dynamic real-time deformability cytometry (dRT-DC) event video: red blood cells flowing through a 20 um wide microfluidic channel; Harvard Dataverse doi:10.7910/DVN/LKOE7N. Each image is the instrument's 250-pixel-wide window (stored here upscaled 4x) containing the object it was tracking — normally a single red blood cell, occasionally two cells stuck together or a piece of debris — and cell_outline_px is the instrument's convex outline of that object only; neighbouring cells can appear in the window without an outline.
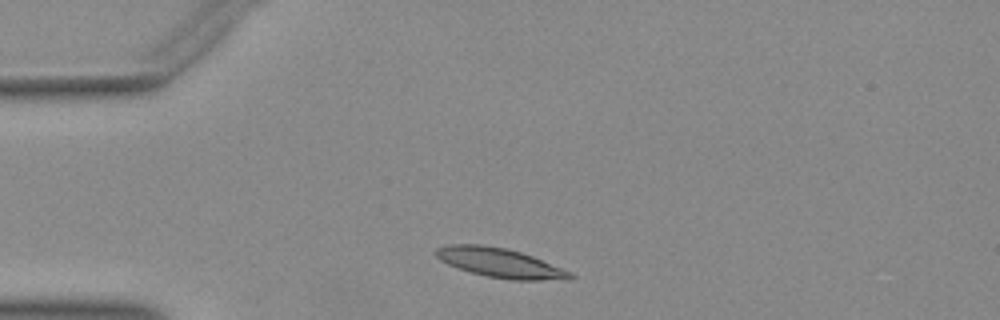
{"species": "Egyptian fruit bat (a non-hibernating species)", "species_latin": "Rousettus aegyptiacus", "temperature_condition": "warm", "stored_images_in_passage": 32, "camera_frame_rate_fps": 3000, "um_per_image_px": 0.085, "animal": {"sex": "female"}, "frame": {"image": 1, "passage_image": 1, "time_ms": 0.0, "image_size_px": [1000, 320], "cell_outline_px": [[576, 276], [568, 280], [512, 280], [488, 276], [472, 272], [448, 264], [440, 260], [432, 252], [436, 248], [448, 244], [484, 244], [504, 248], [520, 252], [532, 256], [572, 272]], "centroid_in_image_um": [42.51, 22.33], "position_along_channel_um": 42.5, "area_um2": 22.95}}
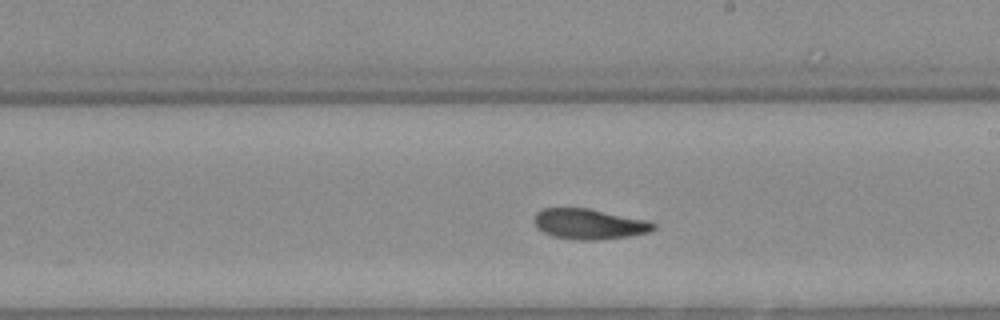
{"frame": {"image": 2, "passage_image": 18, "time_ms": 5.667, "image_size_px": [1000, 320], "cell_outline_px": [[656, 228], [648, 232], [628, 236], [596, 240], [576, 240], [552, 236], [544, 232], [532, 220], [536, 212], [544, 208], [588, 208], [644, 220], [656, 224]], "centroid_in_image_um": [50.04, 19.04], "position_along_channel_um": 239.0, "area_um2": 20.87}}
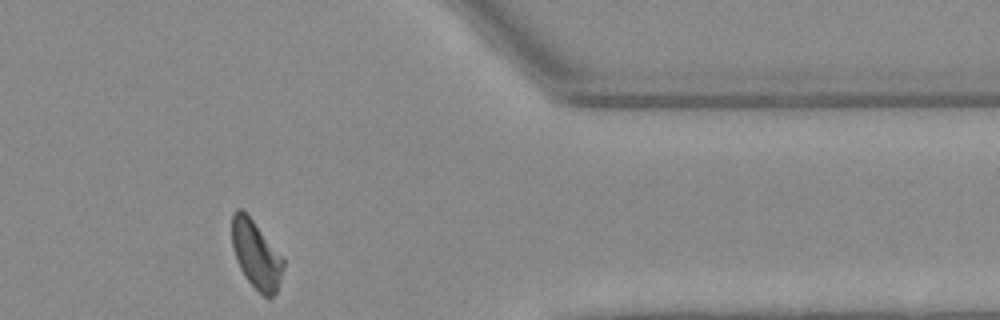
{"frame": {"image": 3, "passage_image": 31, "time_ms": 10.0, "image_size_px": [1000, 320], "cell_outline_px": [[284, 264], [276, 292], [268, 300], [248, 280], [240, 268], [236, 260], [232, 248], [232, 216], [236, 208], [240, 208], [252, 220], [284, 260]], "centroid_in_image_um": [21.74, 21.66], "position_along_channel_um": 389.7, "area_um2": 19.71}}